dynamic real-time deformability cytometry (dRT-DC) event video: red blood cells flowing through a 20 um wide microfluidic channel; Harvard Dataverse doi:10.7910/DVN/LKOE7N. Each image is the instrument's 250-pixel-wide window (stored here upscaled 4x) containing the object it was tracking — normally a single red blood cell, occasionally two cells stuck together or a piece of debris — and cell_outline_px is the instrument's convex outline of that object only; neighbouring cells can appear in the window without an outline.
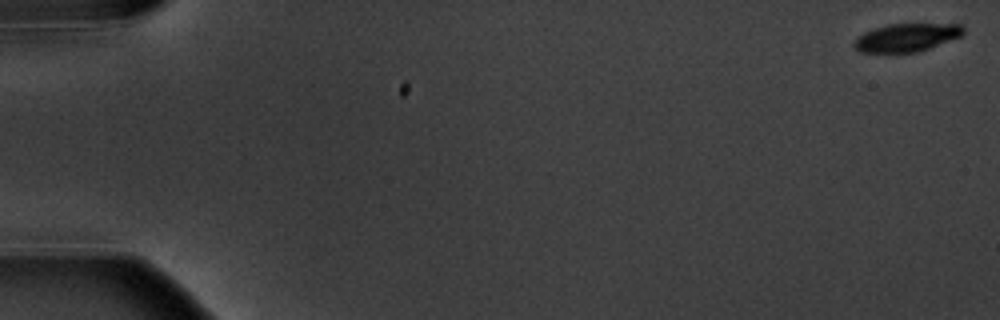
{"species": "common noctule bat (a hibernating species)", "species_latin": "Nyctalus noctula", "temperature_condition": "warm", "stored_images_in_passage": 7, "segment_of_instrument_passage": [1, 2], "camera_frame_rate_fps": 3000, "um_per_image_px": 0.085, "animal": {"sex": "male", "body_mass_g": 20.1, "forearm_length_mm": 53.5}, "frame": {"image": 1, "passage_image": 1, "time_ms": 0.0, "image_size_px": [1000, 320], "cell_outline_px": [[964, 32], [960, 36], [928, 48], [916, 52], [860, 52], [852, 44], [852, 40], [856, 36], [864, 32], [888, 24], [960, 24], [964, 28]], "centroid_in_image_um": [77.0, 3.18], "position_along_channel_um": 8.0, "area_um2": 17.69}}
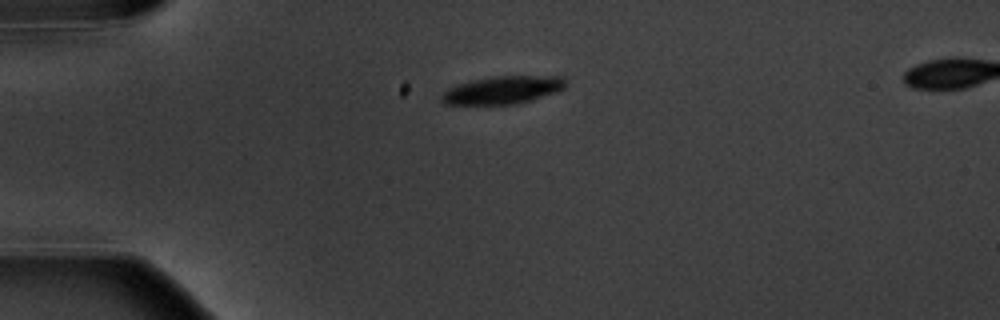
{"frame": {"image": 2, "passage_image": 5, "time_ms": 4.667, "image_size_px": [1000, 320], "cell_outline_px": [[564, 88], [556, 92], [532, 100], [516, 104], [444, 104], [440, 100], [440, 96], [448, 88], [472, 80], [492, 76], [564, 76]], "centroid_in_image_um": [42.72, 7.65], "position_along_channel_um": 42.3, "area_um2": 20.0}}